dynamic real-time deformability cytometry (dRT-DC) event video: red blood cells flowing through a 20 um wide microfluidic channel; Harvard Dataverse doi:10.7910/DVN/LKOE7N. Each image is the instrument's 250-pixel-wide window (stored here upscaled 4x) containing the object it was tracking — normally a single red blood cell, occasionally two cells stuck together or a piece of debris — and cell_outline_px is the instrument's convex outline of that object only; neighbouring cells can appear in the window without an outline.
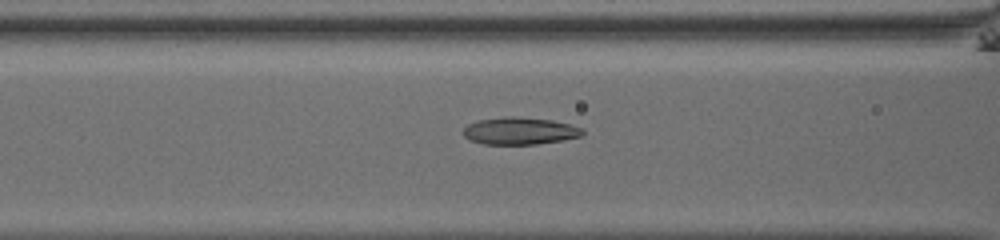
{"species": "common noctule bat (a hibernating species)", "species_latin": "Nyctalus noctula", "temperature_condition": "room temperature", "stored_images_in_passage": 25, "camera_frame_rate_fps": 3000, "um_per_image_px": 0.085, "animal": {"sex": "male", "body_mass_g": 13.0, "forearm_length_mm": 53.1}, "frame": {"image": 1, "passage_image": 6, "time_ms": 1.667, "image_size_px": [1000, 240], "cell_outline_px": [[572, 136], [552, 140], [524, 144], [492, 144], [476, 140], [492, 120], [540, 120], [560, 124]], "centroid_in_image_um": [44.35, 11.22], "position_along_channel_um": 122.2, "area_um2": 12.83}}
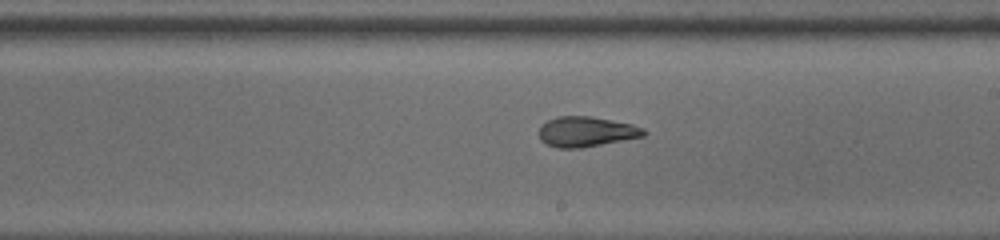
{"frame": {"image": 2, "passage_image": 15, "time_ms": 4.667, "image_size_px": [1000, 240], "cell_outline_px": [[644, 132], [636, 136], [592, 144], [552, 144], [544, 140], [556, 120], [600, 120], [624, 124]], "centroid_in_image_um": [50.02, 11.22], "position_along_channel_um": 239.0, "area_um2": 13.01}}
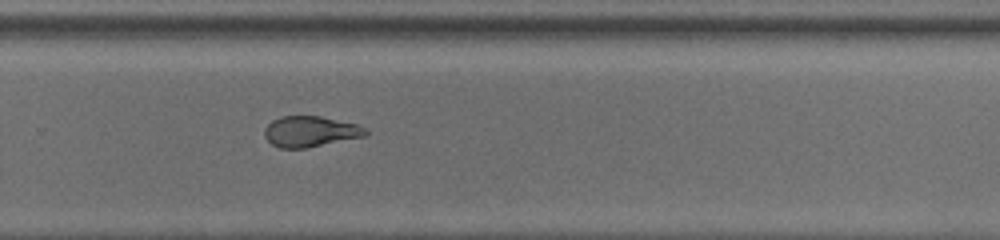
{"frame": {"image": 3, "passage_image": 20, "time_ms": 6.333, "image_size_px": [1000, 240], "cell_outline_px": [[352, 136], [316, 144], [296, 148], [288, 148], [276, 144], [272, 140], [280, 120], [288, 116], [312, 116], [348, 124]], "centroid_in_image_um": [26.23, 11.17], "position_along_channel_um": 303.6, "area_um2": 13.41}}